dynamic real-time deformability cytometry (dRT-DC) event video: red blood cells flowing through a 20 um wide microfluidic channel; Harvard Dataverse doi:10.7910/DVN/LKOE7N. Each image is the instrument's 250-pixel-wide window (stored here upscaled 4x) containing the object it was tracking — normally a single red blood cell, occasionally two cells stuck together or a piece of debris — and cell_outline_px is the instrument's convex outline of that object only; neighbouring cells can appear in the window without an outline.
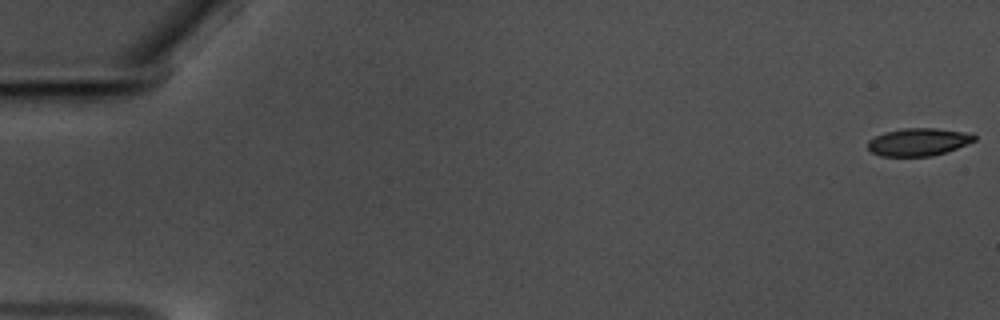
{"species": "common noctule bat (a hibernating species)", "species_latin": "Nyctalus noctula", "temperature_condition": "warm", "stored_images_in_passage": 59, "camera_frame_rate_fps": 3000, "um_per_image_px": 0.085, "animal": {"sex": "male", "body_mass_g": 17.5, "forearm_length_mm": 52.3}, "frame": {"image": 1, "passage_image": 1, "time_ms": 0.0, "image_size_px": [1000, 320], "cell_outline_px": [[976, 140], [956, 148], [932, 156], [880, 156], [872, 152], [868, 148], [868, 140], [884, 132], [904, 128], [936, 128], [964, 132], [976, 136]], "centroid_in_image_um": [78.03, 12.06], "position_along_channel_um": 7.0, "area_um2": 16.99}}
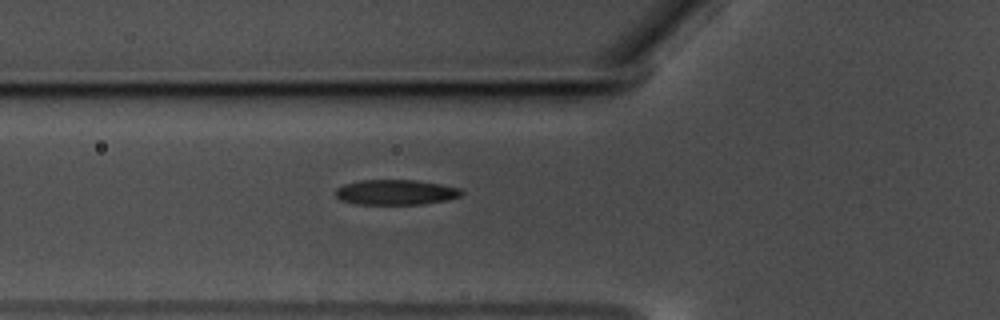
{"frame": {"image": 2, "passage_image": 22, "time_ms": 7.0, "image_size_px": [1000, 320], "cell_outline_px": [[464, 192], [460, 196], [444, 200], [420, 204], [356, 204], [340, 200], [336, 196], [336, 188], [344, 184], [360, 180], [416, 180], [440, 184], [460, 188]], "centroid_in_image_um": [33.61, 16.33], "position_along_channel_um": 92.2, "area_um2": 18.38}}
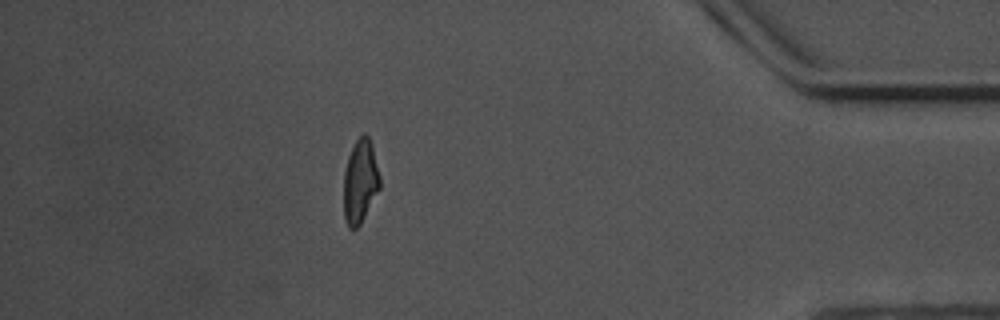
{"frame": {"image": 3, "passage_image": 52, "time_ms": 17.0, "image_size_px": [1000, 320], "cell_outline_px": [[380, 188], [360, 224], [356, 228], [348, 228], [344, 220], [344, 172], [348, 156], [356, 140], [364, 132], [368, 136], [372, 144], [380, 176]], "centroid_in_image_um": [30.61, 15.41], "position_along_channel_um": 404.6, "area_um2": 17.63}, "authors_computed_cell_mechanics": {"area_um2": 18.3804, "velocity_mm_per_s": 3.5531, "shape_relaxation_time_tau1_ms": 4.7075, "shape_relaxation_time_tau2_ms": 1.8094, "deformation_change_tau1": 0.1764, "deformation_change_tau2": 0.0919}}